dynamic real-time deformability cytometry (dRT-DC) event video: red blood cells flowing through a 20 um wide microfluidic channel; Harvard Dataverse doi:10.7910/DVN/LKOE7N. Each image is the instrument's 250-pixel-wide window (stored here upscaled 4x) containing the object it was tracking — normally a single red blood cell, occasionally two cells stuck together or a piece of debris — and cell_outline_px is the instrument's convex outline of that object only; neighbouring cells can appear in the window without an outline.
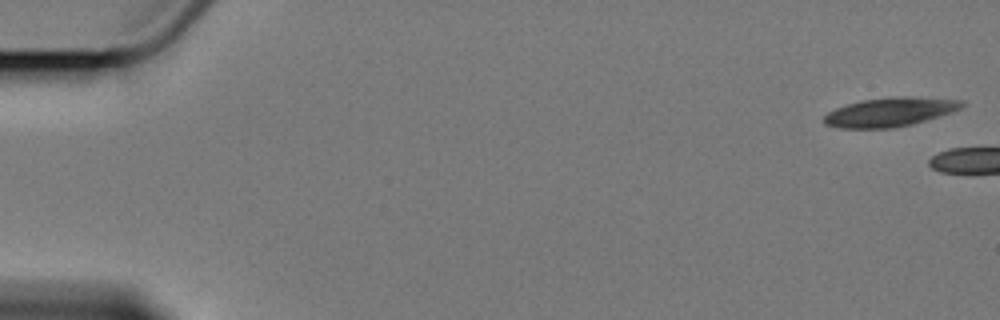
{"species": "Egyptian fruit bat (a non-hibernating species)", "species_latin": "Rousettus aegyptiacus", "temperature_condition": "cold", "stored_images_in_passage": 6, "camera_frame_rate_fps": 3000, "um_per_image_px": 0.085, "animal": {"sex": "female"}, "frame": {"image": 1, "passage_image": 1, "time_ms": 0.0, "image_size_px": [1000, 320], "cell_outline_px": [[964, 104], [960, 108], [952, 112], [912, 124], [892, 128], [840, 128], [824, 124], [824, 116], [828, 112], [836, 108], [860, 100], [888, 96], [912, 96], [964, 100]], "centroid_in_image_um": [75.65, 9.51], "position_along_channel_um": 9.4, "area_um2": 23.41}}